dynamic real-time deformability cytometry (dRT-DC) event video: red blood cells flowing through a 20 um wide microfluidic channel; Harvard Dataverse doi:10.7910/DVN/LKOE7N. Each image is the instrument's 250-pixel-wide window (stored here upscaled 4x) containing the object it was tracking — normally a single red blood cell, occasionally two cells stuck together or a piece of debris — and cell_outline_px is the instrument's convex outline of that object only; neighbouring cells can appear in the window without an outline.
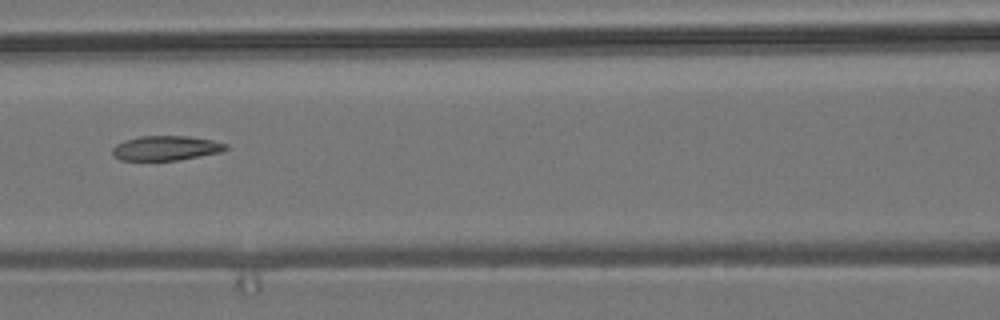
{"species": "common noctule bat (a hibernating species)", "species_latin": "Nyctalus noctula", "temperature_condition": "room temperature", "stored_images_in_passage": 6, "camera_frame_rate_fps": 3000, "um_per_image_px": 0.085, "animal": {"sex": "male", "body_mass_g": 19.2, "forearm_length_mm": 51.8}, "frame": {"image": 1, "passage_image": 4, "time_ms": 3.667, "image_size_px": [1000, 320], "cell_outline_px": [[228, 148], [220, 152], [180, 160], [120, 160], [112, 156], [112, 148], [116, 144], [124, 140], [140, 136], [188, 136], [212, 140], [228, 144]], "centroid_in_image_um": [14.08, 12.59], "position_along_channel_um": 152.5, "area_um2": 16.36}}
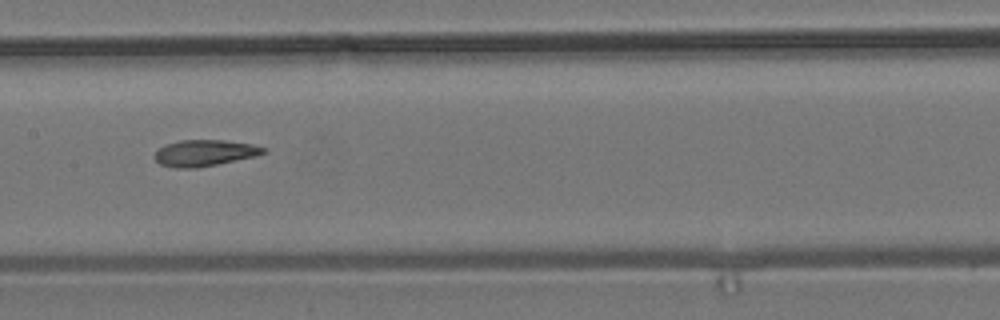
{"frame": {"image": 2, "passage_image": 5, "time_ms": 4.667, "image_size_px": [1000, 320], "cell_outline_px": [[268, 152], [256, 156], [196, 168], [176, 168], [160, 164], [152, 156], [164, 144], [180, 140], [224, 140], [252, 144], [268, 148]], "centroid_in_image_um": [17.4, 12.99], "position_along_channel_um": 190.0, "area_um2": 16.76}}
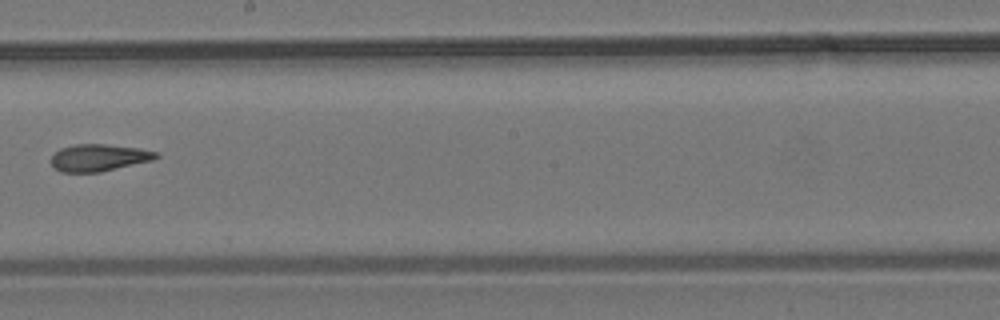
{"frame": {"image": 3, "passage_image": 6, "time_ms": 6.0, "image_size_px": [1000, 320], "cell_outline_px": [[160, 156], [152, 160], [100, 172], [60, 172], [52, 164], [52, 156], [60, 148], [72, 144], [108, 144], [140, 148], [156, 152]], "centroid_in_image_um": [8.4, 13.39], "position_along_channel_um": 239.8, "area_um2": 16.47}}